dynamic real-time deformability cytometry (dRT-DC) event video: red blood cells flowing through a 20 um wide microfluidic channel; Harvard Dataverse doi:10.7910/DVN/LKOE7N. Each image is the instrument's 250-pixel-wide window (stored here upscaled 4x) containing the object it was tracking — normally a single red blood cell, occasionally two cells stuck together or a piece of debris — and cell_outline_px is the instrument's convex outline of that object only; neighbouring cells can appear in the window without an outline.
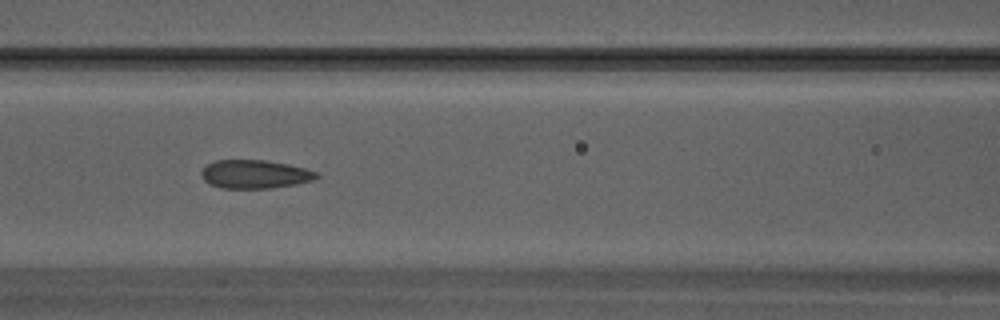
{"species": "Egyptian fruit bat (a non-hibernating species)", "species_latin": "Rousettus aegyptiacus", "temperature_condition": "warm", "stored_images_in_passage": 34, "camera_frame_rate_fps": 3000, "um_per_image_px": 0.085, "animal": {"sex": "male"}, "frame": {"image": 1, "passage_image": 15, "time_ms": 4.667, "image_size_px": [1000, 320], "cell_outline_px": [[320, 176], [312, 180], [296, 184], [268, 188], [220, 188], [204, 180], [200, 172], [208, 164], [216, 160], [268, 160], [288, 164], [304, 168], [316, 172]], "centroid_in_image_um": [21.66, 14.8], "position_along_channel_um": 144.9, "area_um2": 18.96}}
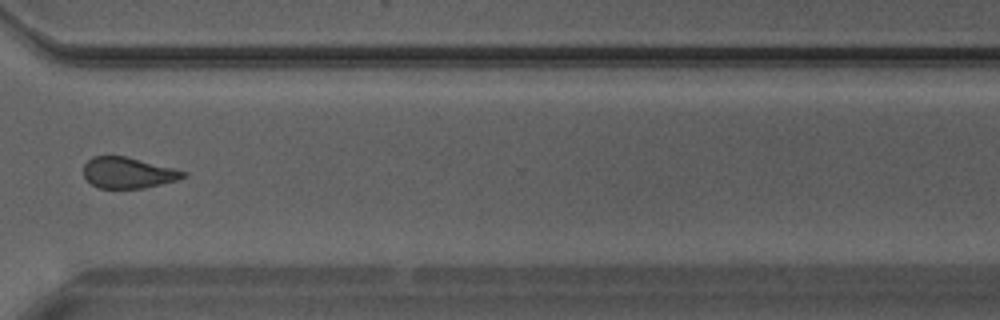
{"frame": {"image": 2, "passage_image": 25, "time_ms": 8.0, "image_size_px": [1000, 320], "cell_outline_px": [[188, 176], [180, 180], [144, 188], [100, 188], [92, 184], [84, 176], [84, 164], [92, 156], [124, 156], [188, 172]], "centroid_in_image_um": [10.92, 14.69], "position_along_channel_um": 359.7, "area_um2": 17.92}}
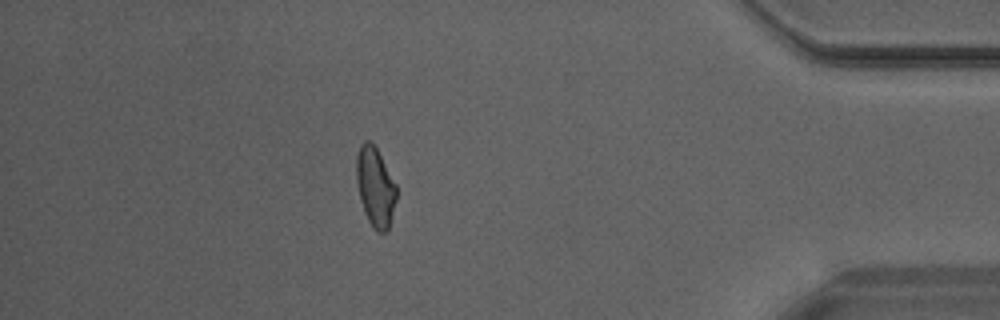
{"frame": {"image": 3, "passage_image": 29, "time_ms": 9.333, "image_size_px": [1000, 320], "cell_outline_px": [[396, 200], [388, 228], [384, 232], [376, 232], [372, 228], [364, 212], [360, 200], [356, 180], [356, 156], [360, 144], [364, 140], [368, 140], [376, 148], [396, 184]], "centroid_in_image_um": [31.87, 15.89], "position_along_channel_um": 403.3, "area_um2": 18.44}}